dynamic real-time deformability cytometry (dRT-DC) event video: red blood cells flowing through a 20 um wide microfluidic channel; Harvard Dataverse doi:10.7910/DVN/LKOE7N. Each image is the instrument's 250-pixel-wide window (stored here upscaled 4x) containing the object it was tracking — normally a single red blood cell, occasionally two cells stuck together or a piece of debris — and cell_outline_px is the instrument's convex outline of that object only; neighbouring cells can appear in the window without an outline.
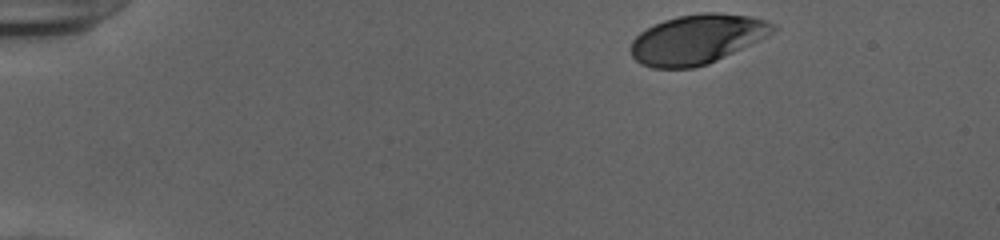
{"species": "human", "species_latin": "Homo sapiens", "temperature_condition": "cold", "stored_images_in_passage": 46, "camera_frame_rate_fps": 3000, "um_per_image_px": 0.085, "donor": {"sex": "female"}, "frame": {"image": 1, "passage_image": 1, "time_ms": 0.0, "image_size_px": [1000, 240], "cell_outline_px": [[776, 28], [772, 32], [708, 64], [692, 68], [652, 68], [640, 64], [632, 56], [632, 40], [640, 32], [664, 20], [680, 16], [704, 12], [716, 12], [748, 16], [764, 20], [776, 24]], "centroid_in_image_um": [59.2, 3.34], "position_along_channel_um": 25.8, "area_um2": 40.17}}
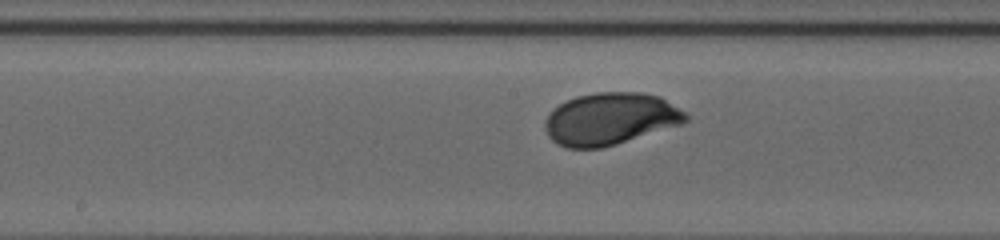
{"frame": {"image": 2, "passage_image": 22, "time_ms": 7.0, "image_size_px": [1000, 240], "cell_outline_px": [[688, 120], [680, 124], [616, 144], [600, 148], [568, 148], [556, 144], [548, 136], [544, 128], [544, 120], [560, 104], [576, 96], [596, 92], [640, 92], [660, 96], [684, 112], [688, 116]], "centroid_in_image_um": [51.84, 10.1], "position_along_channel_um": 196.4, "area_um2": 42.43}}
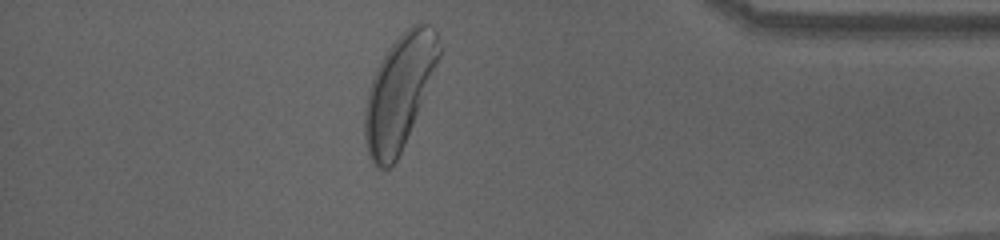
{"frame": {"image": 3, "passage_image": 40, "time_ms": 13.0, "image_size_px": [1000, 240], "cell_outline_px": [[440, 56], [404, 144], [396, 160], [388, 168], [380, 168], [368, 156], [364, 140], [364, 108], [372, 76], [380, 60], [388, 48], [412, 24], [428, 24], [436, 28], [440, 48]], "centroid_in_image_um": [33.9, 7.82], "position_along_channel_um": 401.3, "area_um2": 48.32}, "authors_computed_cell_mechanics": {"area_um2": 42.0206, "velocity_mm_per_s": 3.8765, "shape_relaxation_time_tau1_ms": 2.367, "shape_relaxation_time_tau2_ms": null, "deformation_change_tau1": 0.1485, "deformation_change_tau2": null}}